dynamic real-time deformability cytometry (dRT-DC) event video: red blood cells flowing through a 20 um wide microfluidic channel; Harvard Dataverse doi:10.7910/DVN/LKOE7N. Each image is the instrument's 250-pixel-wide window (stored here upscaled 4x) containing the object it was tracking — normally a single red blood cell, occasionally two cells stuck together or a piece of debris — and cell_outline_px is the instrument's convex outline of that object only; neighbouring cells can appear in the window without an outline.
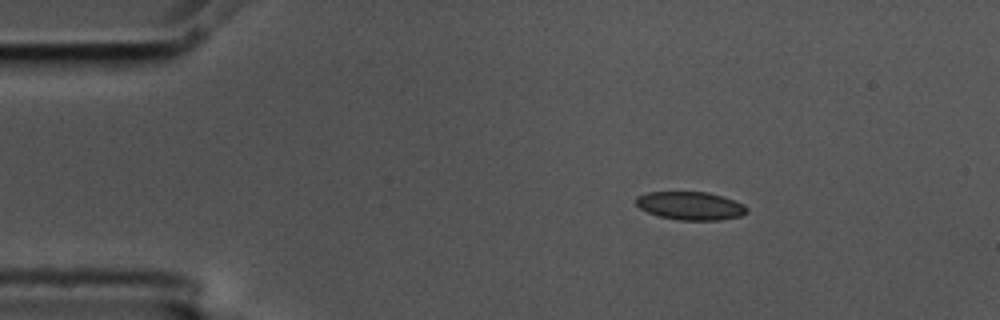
{"species": "common noctule bat (a hibernating species)", "species_latin": "Nyctalus noctula", "temperature_condition": "cold", "stored_images_in_passage": 3, "camera_frame_rate_fps": 3000, "um_per_image_px": 0.085, "animal": {"sex": "male", "body_mass_g": 17.5, "forearm_length_mm": 52.3}, "frame": {"image": 1, "passage_image": 1, "time_ms": 0.0, "image_size_px": [1000, 320], "cell_outline_px": [[748, 212], [740, 216], [720, 220], [680, 220], [660, 216], [648, 212], [640, 208], [636, 204], [636, 196], [648, 192], [708, 192], [744, 204], [748, 208]], "centroid_in_image_um": [58.69, 17.49], "position_along_channel_um": 26.3, "area_um2": 18.09}}